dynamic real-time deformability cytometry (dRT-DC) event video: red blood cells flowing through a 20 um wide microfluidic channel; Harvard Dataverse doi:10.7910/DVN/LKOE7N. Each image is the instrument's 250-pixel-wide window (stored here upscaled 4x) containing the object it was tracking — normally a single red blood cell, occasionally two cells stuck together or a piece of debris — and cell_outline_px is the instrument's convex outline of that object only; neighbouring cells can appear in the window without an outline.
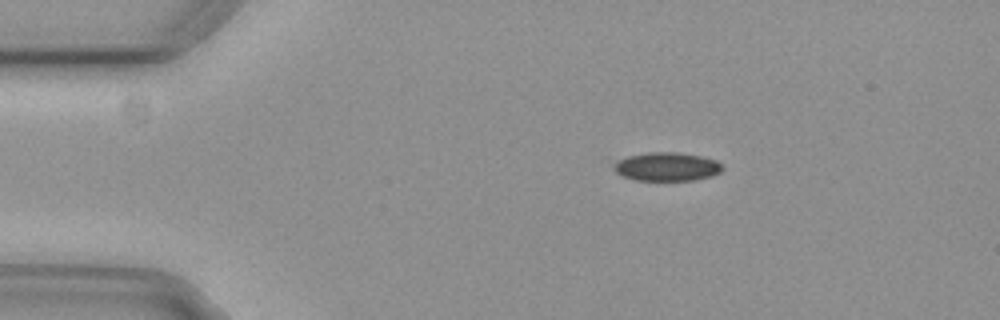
{"species": "common noctule bat (a hibernating species)", "species_latin": "Nyctalus noctula", "temperature_condition": "cold", "stored_images_in_passage": 54, "camera_frame_rate_fps": 3000, "um_per_image_px": 0.085, "animal": {"sex": "female", "body_mass_g": 29.2, "forearm_length_mm": 56.3}, "frame": {"image": 1, "passage_image": 9, "time_ms": 2.667, "image_size_px": [1000, 320], "cell_outline_px": [[724, 168], [720, 172], [712, 176], [696, 180], [636, 180], [624, 176], [616, 172], [612, 168], [612, 164], [628, 156], [648, 152], [676, 152], [700, 156], [716, 160]], "centroid_in_image_um": [56.69, 14.17], "position_along_channel_um": 28.3, "area_um2": 18.03}}
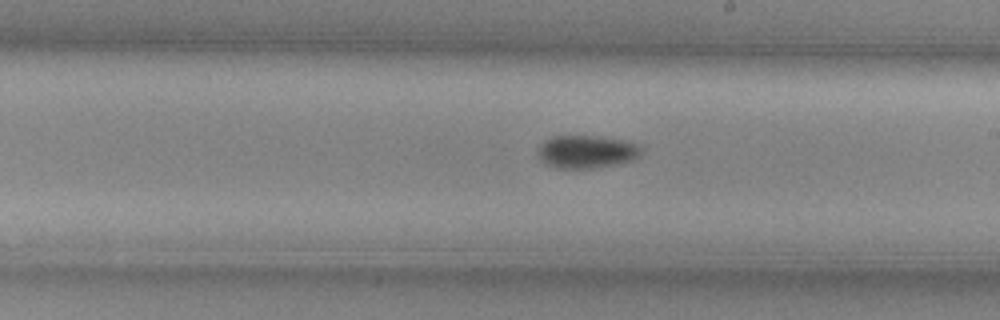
{"frame": {"image": 2, "passage_image": 30, "time_ms": 9.667, "image_size_px": [1000, 320], "cell_outline_px": [[644, 148], [640, 156], [632, 160], [620, 164], [600, 168], [556, 168], [540, 160], [536, 152], [540, 144], [544, 140], [552, 136], [600, 136], [624, 140], [640, 144]], "centroid_in_image_um": [49.9, 12.9], "position_along_channel_um": 239.1, "area_um2": 20.35}}
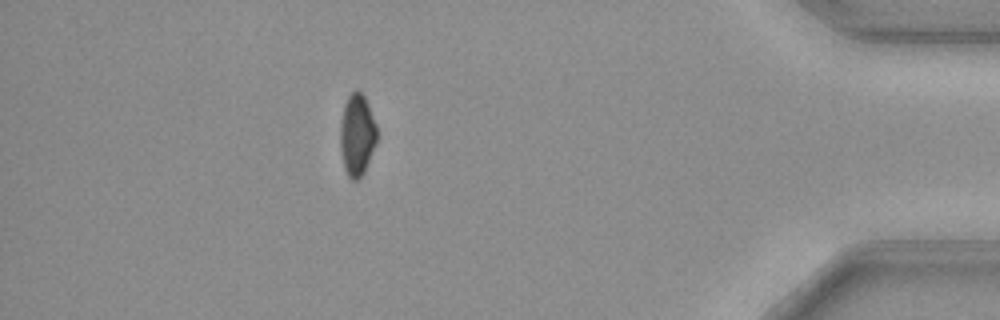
{"frame": {"image": 3, "passage_image": 47, "time_ms": 15.333, "image_size_px": [1000, 320], "cell_outline_px": [[376, 140], [364, 172], [356, 180], [352, 180], [348, 176], [344, 168], [340, 144], [340, 124], [344, 104], [348, 96], [356, 88], [364, 96], [376, 124]], "centroid_in_image_um": [30.32, 11.44], "position_along_channel_um": 404.9, "area_um2": 17.17}}